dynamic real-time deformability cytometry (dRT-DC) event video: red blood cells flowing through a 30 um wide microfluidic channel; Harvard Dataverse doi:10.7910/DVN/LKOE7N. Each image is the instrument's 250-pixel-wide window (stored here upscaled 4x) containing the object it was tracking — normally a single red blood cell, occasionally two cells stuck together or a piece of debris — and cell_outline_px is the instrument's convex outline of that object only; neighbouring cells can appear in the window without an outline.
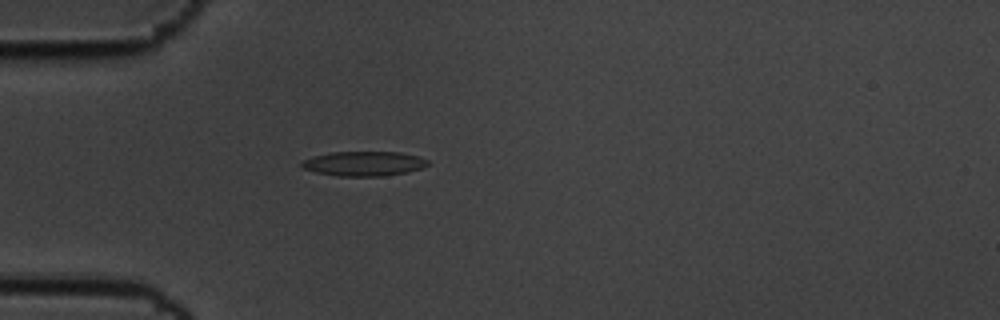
{"species": "common noctule bat (a hibernating species)", "species_latin": "Nyctalus noctula", "temperature_condition": "cold", "stored_images_in_passage": 42, "camera_frame_rate_fps": 3000, "um_per_image_px": 0.085, "animal": {"sex": "male", "body_mass_g": 19.5, "forearm_length_mm": 54.6}, "frame": {"image": 1, "passage_image": 1, "time_ms": 0.0, "image_size_px": [1000, 320], "cell_outline_px": [[428, 164], [420, 168], [408, 172], [384, 176], [336, 176], [316, 172], [304, 168], [300, 164], [304, 160], [312, 156], [332, 152], [400, 152], [420, 156], [428, 160]], "centroid_in_image_um": [30.94, 13.9], "position_along_channel_um": 54.1, "area_um2": 18.09}}
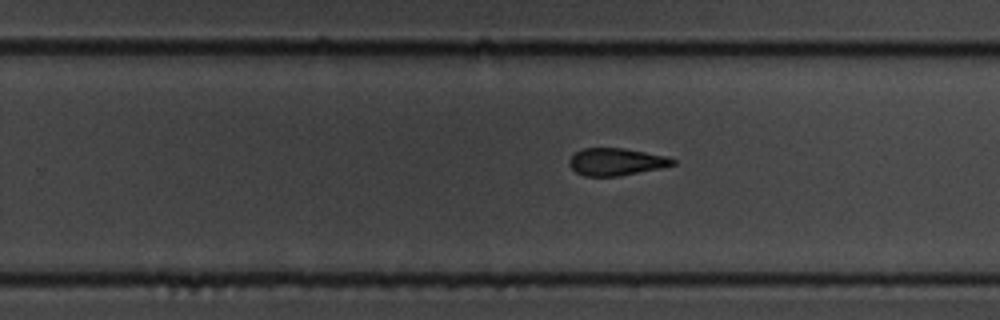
{"frame": {"image": 2, "passage_image": 21, "time_ms": 6.667, "image_size_px": [1000, 320], "cell_outline_px": [[676, 164], [660, 168], [620, 176], [584, 176], [576, 172], [568, 164], [568, 160], [576, 152], [584, 148], [624, 148], [668, 156], [676, 160]], "centroid_in_image_um": [52.38, 13.75], "position_along_channel_um": 277.4, "area_um2": 16.53}}
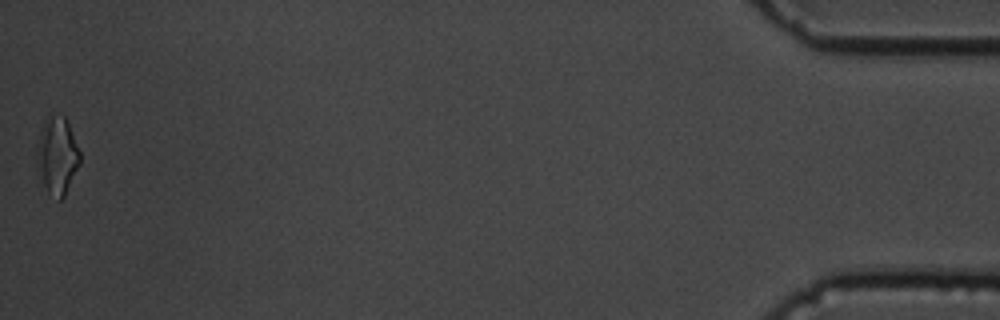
{"frame": {"image": 3, "passage_image": 42, "time_ms": 13.667, "image_size_px": [1000, 320], "cell_outline_px": [[80, 164], [64, 196], [60, 200], [48, 192], [44, 184], [36, 156], [36, 148], [40, 132], [44, 120], [52, 116], [64, 116], [68, 124], [80, 152]], "centroid_in_image_um": [4.87, 13.22], "position_along_channel_um": 430.3, "area_um2": 18.79}, "authors_computed_cell_mechanics": {"area_um2": 17.1666, "velocity_mm_per_s": 3.4822, "shape_relaxation_time_tau1_ms": 4.8253, "shape_relaxation_time_tau2_ms": 3.7614, "deformation_change_tau1": 0.1397, "deformation_change_tau2": 0.1166}}